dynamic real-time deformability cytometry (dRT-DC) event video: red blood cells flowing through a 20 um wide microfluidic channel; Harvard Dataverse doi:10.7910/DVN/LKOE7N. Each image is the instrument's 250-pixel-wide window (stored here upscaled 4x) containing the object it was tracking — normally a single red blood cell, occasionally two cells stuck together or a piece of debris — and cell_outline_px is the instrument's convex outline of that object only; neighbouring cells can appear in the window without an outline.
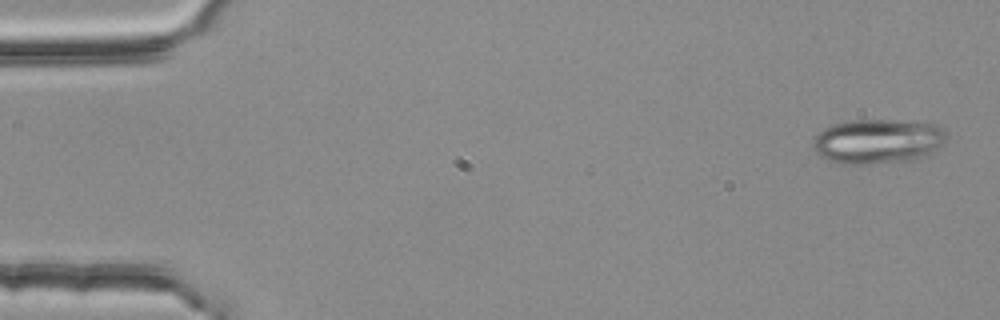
{"species": "common noctule bat (a hibernating species)", "species_latin": "Nyctalus noctula", "temperature_condition": "room temperature", "stored_images_in_passage": 4, "camera_frame_rate_fps": 3000, "um_per_image_px": 0.085, "animal": {"sex": "female", "body_mass_g": 25.1}, "frame": {"image": 1, "passage_image": 1, "time_ms": 0.0, "image_size_px": [1000, 320], "cell_outline_px": [[948, 136], [936, 148], [924, 156], [912, 160], [860, 164], [840, 164], [828, 160], [820, 156], [816, 152], [812, 144], [816, 136], [824, 128], [832, 124], [852, 120], [892, 120], [936, 124], [944, 128]], "centroid_in_image_um": [74.59, 12.0], "position_along_channel_um": 10.4, "area_um2": 34.51}}